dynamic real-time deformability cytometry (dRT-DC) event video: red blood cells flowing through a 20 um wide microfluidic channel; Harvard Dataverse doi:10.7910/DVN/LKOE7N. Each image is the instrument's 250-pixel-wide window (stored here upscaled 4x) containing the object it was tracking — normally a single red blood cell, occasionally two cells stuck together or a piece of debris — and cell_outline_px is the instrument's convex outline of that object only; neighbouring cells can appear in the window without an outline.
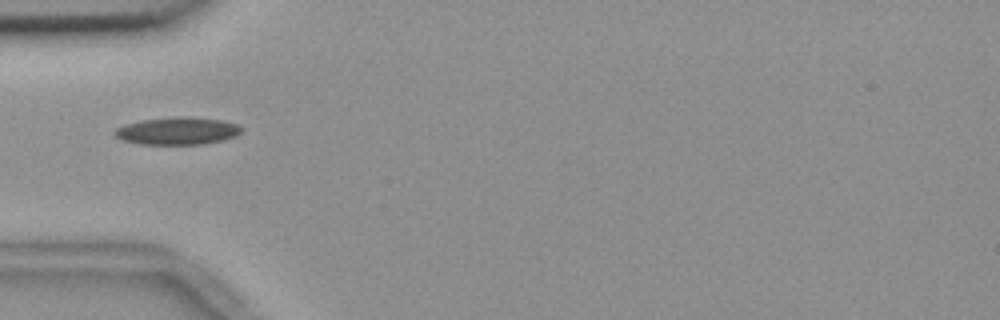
{"species": "common noctule bat (a hibernating species)", "species_latin": "Nyctalus noctula", "temperature_condition": "room temperature", "stored_images_in_passage": 8, "camera_frame_rate_fps": 3000, "um_per_image_px": 0.085, "animal": {"sex": "female", "body_mass_g": 18.4}, "frame": {"image": 1, "passage_image": 6, "time_ms": 1.667, "image_size_px": [1000, 320], "cell_outline_px": [[244, 128], [236, 136], [224, 140], [204, 144], [140, 144], [120, 140], [112, 132], [116, 128], [124, 124], [144, 120], [180, 116], [220, 120], [236, 124]], "centroid_in_image_um": [15.06, 11.14], "position_along_channel_um": 69.9, "area_um2": 20.23}}
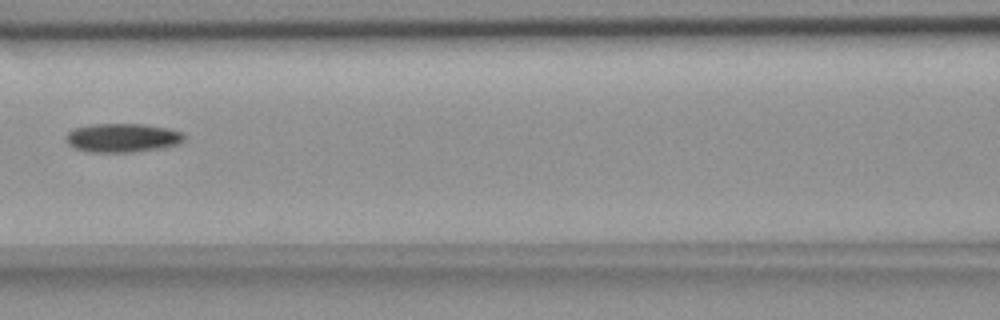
{"frame": {"image": 2, "passage_image": 8, "time_ms": 2.333, "image_size_px": [1000, 320], "cell_outline_px": [[184, 140], [180, 144], [160, 148], [132, 152], [92, 152], [76, 148], [68, 144], [68, 132], [72, 128], [92, 124], [144, 124], [168, 128], [184, 132]], "centroid_in_image_um": [10.45, 11.7], "position_along_channel_um": 156.1, "area_um2": 19.83}}